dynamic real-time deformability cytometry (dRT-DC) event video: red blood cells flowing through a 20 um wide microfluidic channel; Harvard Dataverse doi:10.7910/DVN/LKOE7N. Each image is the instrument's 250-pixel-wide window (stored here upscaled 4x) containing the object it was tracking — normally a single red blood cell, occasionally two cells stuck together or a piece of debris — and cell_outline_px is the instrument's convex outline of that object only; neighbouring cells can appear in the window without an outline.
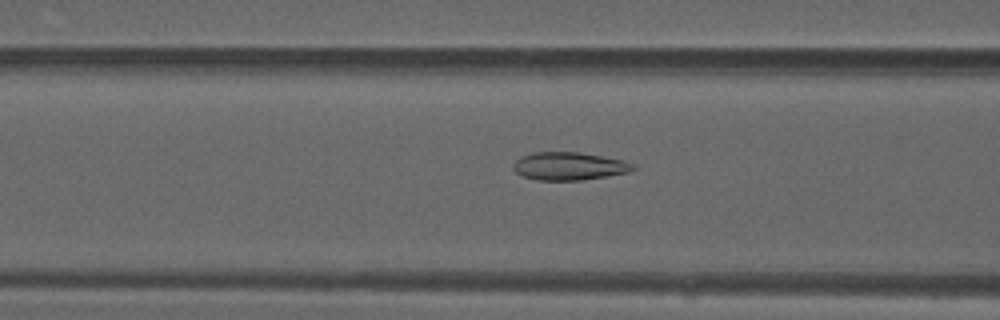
{"species": "common noctule bat (a hibernating species)", "species_latin": "Nyctalus noctula", "temperature_condition": "warm", "stored_images_in_passage": 27, "camera_frame_rate_fps": 3000, "um_per_image_px": 0.085, "animal": {"sex": "male", "forearm_length_mm": 52.5}, "frame": {"image": 1, "passage_image": 8, "time_ms": 2.333, "image_size_px": [1000, 320], "cell_outline_px": [[636, 168], [628, 172], [580, 180], [536, 180], [524, 176], [516, 172], [512, 168], [512, 164], [520, 156], [532, 152], [576, 152], [604, 156], [624, 160], [632, 164]], "centroid_in_image_um": [48.33, 14.11], "position_along_channel_um": 118.3, "area_um2": 19.42}}
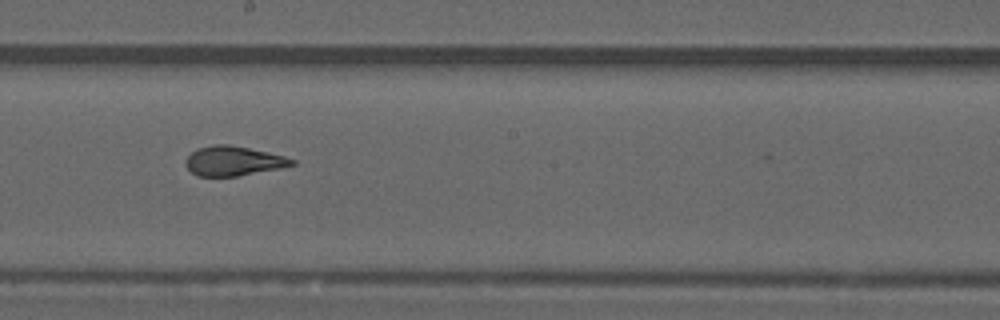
{"frame": {"image": 2, "passage_image": 16, "time_ms": 5.0, "image_size_px": [1000, 320], "cell_outline_px": [[296, 164], [280, 168], [236, 176], [196, 176], [184, 164], [184, 160], [192, 152], [200, 148], [212, 144], [228, 144], [268, 152], [284, 156], [296, 160]], "centroid_in_image_um": [19.82, 13.68], "position_along_channel_um": 228.4, "area_um2": 18.21}}
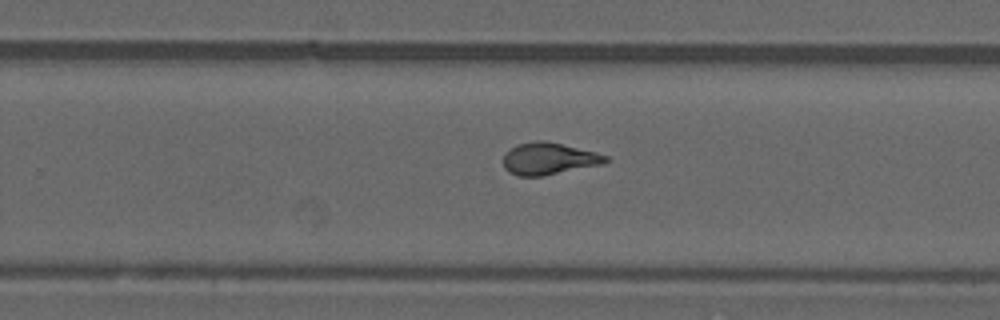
{"frame": {"image": 3, "passage_image": 20, "time_ms": 6.333, "image_size_px": [1000, 320], "cell_outline_px": [[608, 160], [604, 164], [544, 176], [516, 176], [508, 172], [504, 168], [504, 152], [516, 144], [536, 140], [544, 140], [596, 152], [608, 156]], "centroid_in_image_um": [46.63, 13.49], "position_along_channel_um": 283.2, "area_um2": 19.31}}